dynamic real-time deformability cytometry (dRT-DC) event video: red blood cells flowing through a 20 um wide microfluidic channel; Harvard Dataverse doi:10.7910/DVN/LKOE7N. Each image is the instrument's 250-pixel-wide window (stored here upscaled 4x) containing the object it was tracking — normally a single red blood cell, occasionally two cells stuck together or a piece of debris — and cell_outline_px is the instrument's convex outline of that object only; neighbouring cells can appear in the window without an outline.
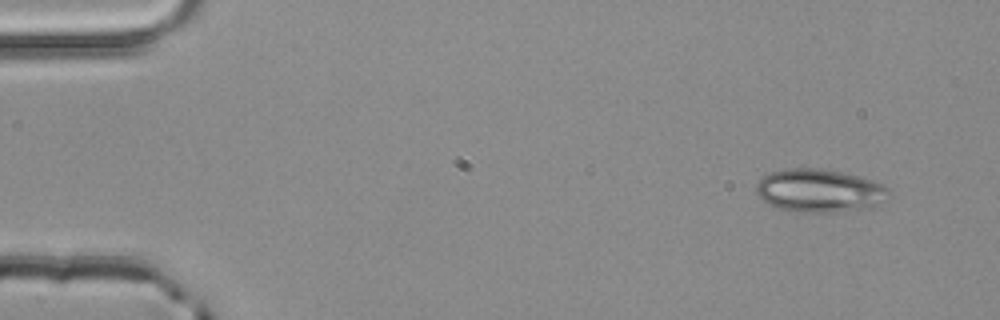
{"species": "common noctule bat (a hibernating species)", "species_latin": "Nyctalus noctula", "temperature_condition": "room temperature", "stored_images_in_passage": 3, "camera_frame_rate_fps": 3000, "um_per_image_px": 0.085, "animal": {"sex": "male", "body_mass_g": 20.4}, "frame": {"image": 1, "passage_image": 1, "time_ms": 0.0, "image_size_px": [1000, 320], "cell_outline_px": [[892, 192], [884, 200], [872, 208], [832, 212], [796, 212], [780, 208], [768, 204], [756, 192], [756, 184], [764, 176], [772, 172], [784, 168], [820, 168], [840, 172], [872, 180], [884, 184]], "centroid_in_image_um": [69.68, 16.21], "position_along_channel_um": 15.3, "area_um2": 33.35}}